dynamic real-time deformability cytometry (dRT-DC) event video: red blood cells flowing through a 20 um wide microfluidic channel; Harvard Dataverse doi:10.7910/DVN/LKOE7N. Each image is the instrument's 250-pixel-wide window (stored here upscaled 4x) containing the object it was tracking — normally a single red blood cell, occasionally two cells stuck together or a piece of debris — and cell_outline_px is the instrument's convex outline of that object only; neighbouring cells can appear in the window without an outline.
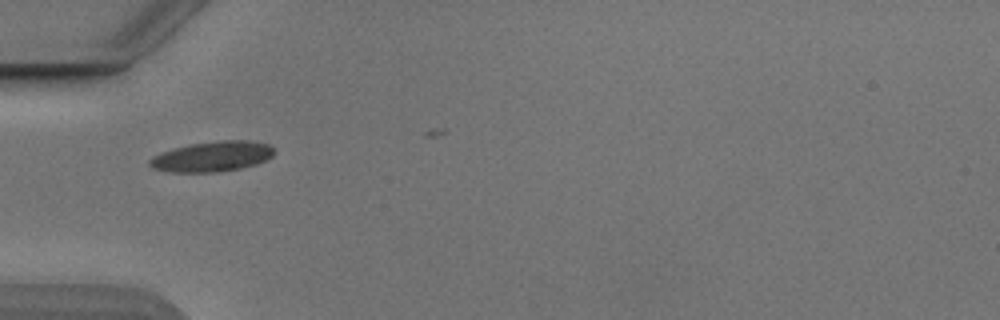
{"species": "Egyptian fruit bat (a non-hibernating species)", "species_latin": "Rousettus aegyptiacus", "temperature_condition": "cold", "stored_images_in_passage": 12, "camera_frame_rate_fps": 3000, "um_per_image_px": 0.085, "animal": {"sex": "male"}, "frame": {"image": 1, "passage_image": 1, "time_ms": 0.0, "image_size_px": [1000, 320], "cell_outline_px": [[272, 156], [256, 164], [216, 172], [168, 172], [152, 168], [148, 164], [148, 160], [152, 156], [160, 152], [192, 144], [220, 140], [244, 140], [268, 144], [272, 148]], "centroid_in_image_um": [17.96, 13.3], "position_along_channel_um": 67.0, "area_um2": 21.62}}
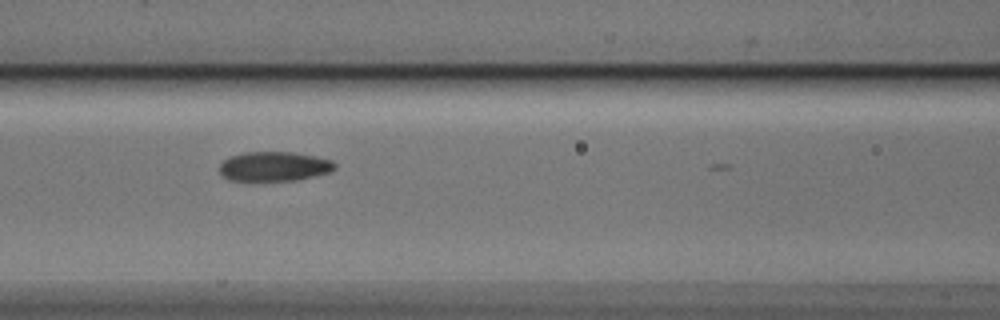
{"frame": {"image": 2, "passage_image": 7, "time_ms": 2.0, "image_size_px": [1000, 320], "cell_outline_px": [[336, 168], [332, 172], [296, 180], [228, 180], [220, 176], [220, 164], [228, 156], [244, 152], [292, 152], [316, 156], [332, 160], [336, 164]], "centroid_in_image_um": [23.3, 14.14], "position_along_channel_um": 143.3, "area_um2": 20.0}}
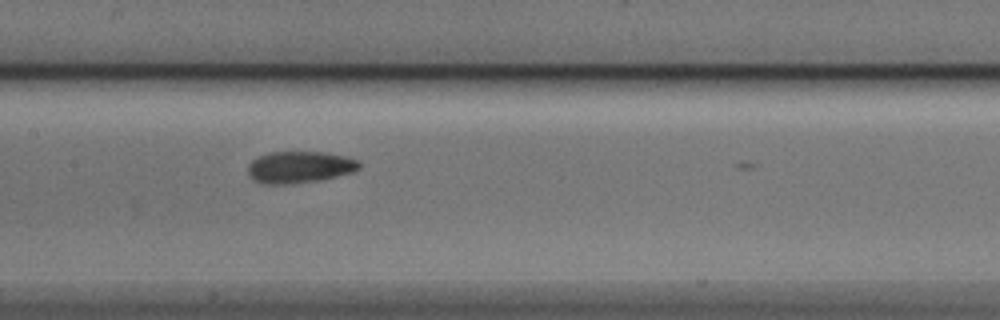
{"frame": {"image": 3, "passage_image": 10, "time_ms": 3.0, "image_size_px": [1000, 320], "cell_outline_px": [[360, 168], [352, 172], [320, 180], [292, 184], [264, 184], [256, 180], [248, 172], [248, 164], [252, 160], [268, 152], [324, 152], [344, 156], [360, 160]], "centroid_in_image_um": [25.48, 14.2], "position_along_channel_um": 181.9, "area_um2": 20.52}}